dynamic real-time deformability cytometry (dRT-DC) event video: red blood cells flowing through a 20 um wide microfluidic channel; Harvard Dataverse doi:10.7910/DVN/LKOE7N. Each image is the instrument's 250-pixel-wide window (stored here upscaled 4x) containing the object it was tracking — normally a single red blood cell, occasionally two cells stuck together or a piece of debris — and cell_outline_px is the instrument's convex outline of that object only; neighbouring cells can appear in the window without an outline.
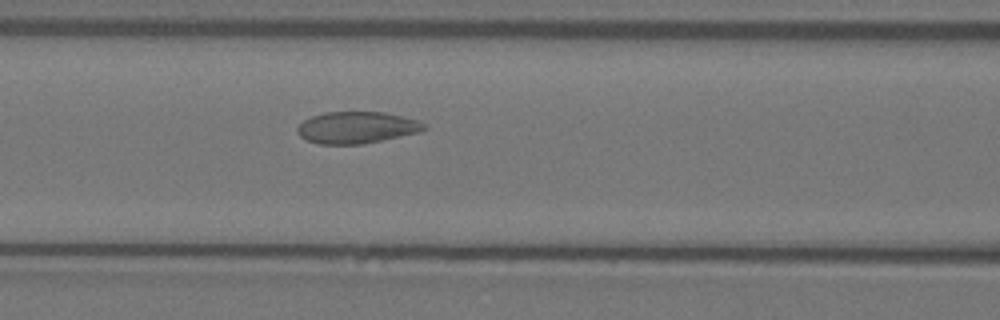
{"species": "Egyptian fruit bat (a non-hibernating species)", "species_latin": "Rousettus aegyptiacus", "temperature_condition": "warm", "stored_images_in_passage": 58, "camera_frame_rate_fps": 3000, "um_per_image_px": 0.085, "animal": {"sex": "female"}, "frame": {"image": 1, "passage_image": 24, "time_ms": 7.667, "image_size_px": [1000, 320], "cell_outline_px": [[428, 128], [420, 132], [384, 140], [364, 144], [320, 144], [308, 140], [300, 136], [296, 132], [296, 128], [304, 120], [312, 116], [324, 112], [384, 112], [420, 120], [428, 124]], "centroid_in_image_um": [30.37, 10.84], "position_along_channel_um": 136.2, "area_um2": 23.7}}
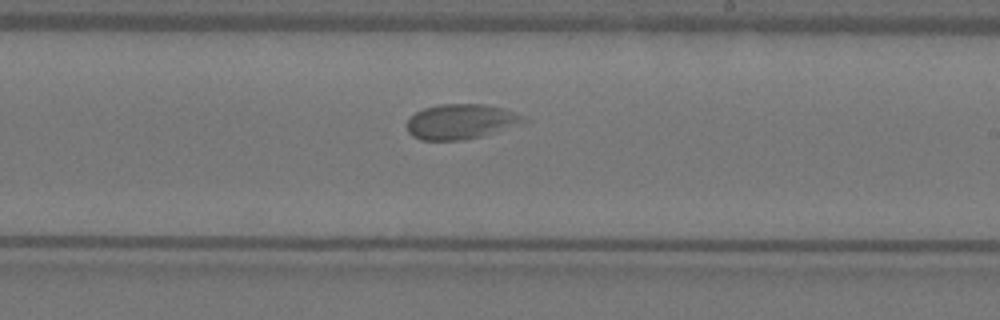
{"frame": {"image": 2, "passage_image": 34, "time_ms": 11.0, "image_size_px": [1000, 320], "cell_outline_px": [[532, 120], [484, 136], [464, 140], [420, 140], [412, 136], [408, 132], [404, 124], [416, 112], [424, 108], [440, 104], [484, 104], [504, 108], [528, 116]], "centroid_in_image_um": [39.22, 10.34], "position_along_channel_um": 249.8, "area_um2": 24.33}}
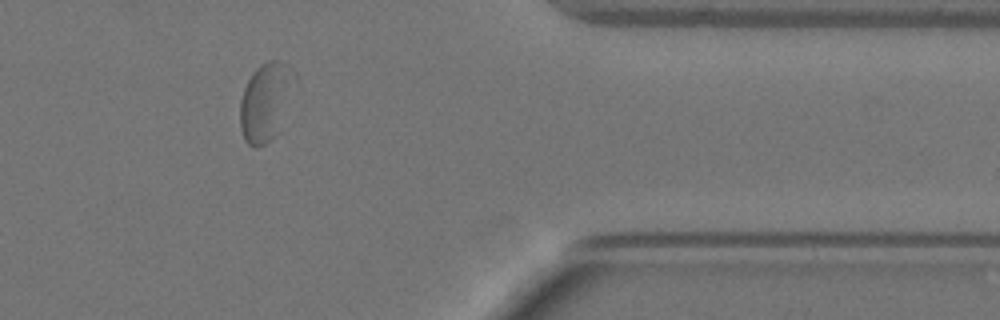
{"frame": {"image": 3, "passage_image": 48, "time_ms": 15.667, "image_size_px": [1000, 320], "cell_outline_px": [[300, 84], [280, 132], [276, 136], [264, 144], [256, 148], [248, 144], [244, 140], [240, 128], [240, 100], [244, 88], [252, 72], [260, 64], [268, 60], [280, 60], [288, 64], [296, 72]], "centroid_in_image_um": [22.7, 8.62], "position_along_channel_um": 388.7, "area_um2": 26.65}}